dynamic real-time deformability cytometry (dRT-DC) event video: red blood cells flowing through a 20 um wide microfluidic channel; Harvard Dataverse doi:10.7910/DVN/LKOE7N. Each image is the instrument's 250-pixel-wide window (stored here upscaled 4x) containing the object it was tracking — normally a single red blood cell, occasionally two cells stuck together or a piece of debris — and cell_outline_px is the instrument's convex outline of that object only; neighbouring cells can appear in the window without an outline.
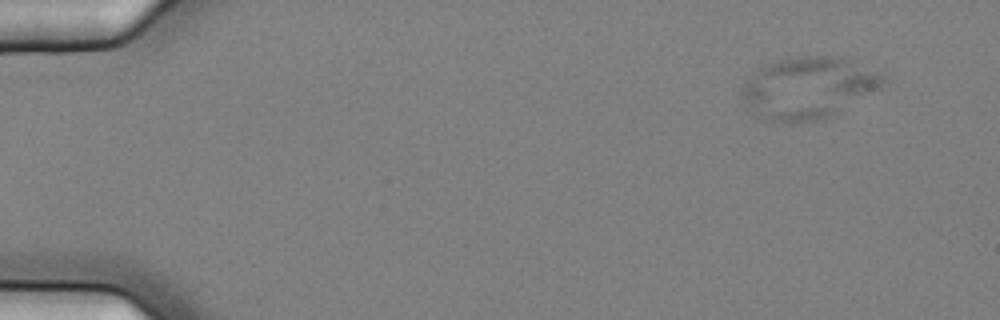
{"species": "common noctule bat (a hibernating species)", "species_latin": "Nyctalus noctula", "temperature_condition": "cold", "stored_images_in_passage": 6, "camera_frame_rate_fps": 3000, "um_per_image_px": 0.085, "animal": {"sex": "female", "body_mass_g": 25.1}, "frame": {"image": 1, "passage_image": 3, "time_ms": 0.667, "image_size_px": [1000, 320], "cell_outline_px": [[884, 80], [880, 84], [828, 116], [812, 120], [792, 124], [764, 120], [756, 116], [748, 108], [744, 100], [744, 80], [764, 64], [780, 60], [804, 56], [840, 56], [880, 72], [884, 76]], "centroid_in_image_um": [68.58, 7.45], "position_along_channel_um": 16.4, "area_um2": 49.36}}